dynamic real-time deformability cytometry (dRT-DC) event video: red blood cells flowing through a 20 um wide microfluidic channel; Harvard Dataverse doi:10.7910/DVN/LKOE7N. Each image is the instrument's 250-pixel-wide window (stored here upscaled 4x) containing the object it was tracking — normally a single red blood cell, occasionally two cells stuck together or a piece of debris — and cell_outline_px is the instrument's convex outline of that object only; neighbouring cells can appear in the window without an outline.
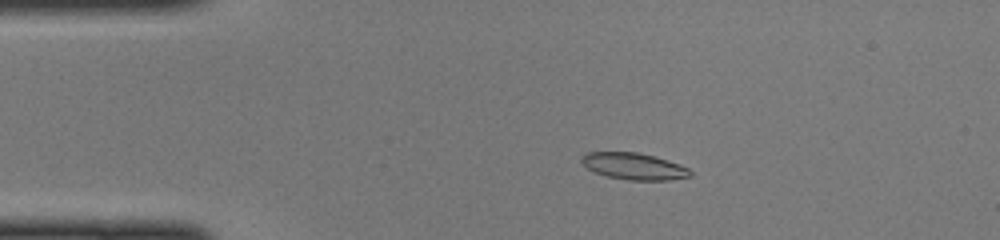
{"species": "common noctule bat (a hibernating species)", "species_latin": "Nyctalus noctula", "temperature_condition": "cold", "stored_images_in_passage": 47, "camera_frame_rate_fps": 3000, "um_per_image_px": 0.085, "animal": {"sex": "female", "body_mass_g": 22.0, "forearm_length_mm": 56.7}, "frame": {"image": 1, "passage_image": 9, "time_ms": 2.667, "image_size_px": [1000, 240], "cell_outline_px": [[692, 176], [668, 180], [628, 180], [608, 176], [596, 172], [588, 168], [580, 160], [580, 156], [588, 152], [640, 152], [656, 156], [680, 164], [688, 168], [692, 172]], "centroid_in_image_um": [53.91, 14.12], "position_along_channel_um": 31.1, "area_um2": 16.94}}
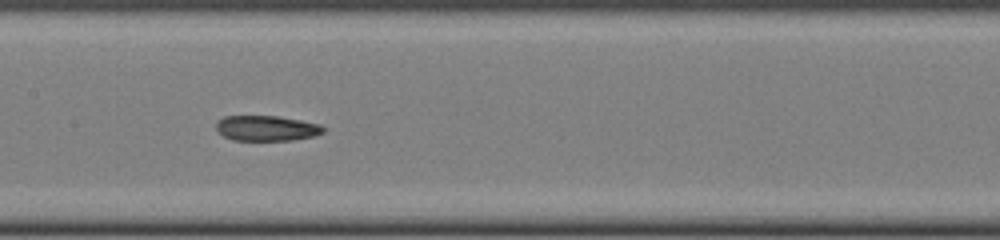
{"frame": {"image": 2, "passage_image": 23, "time_ms": 7.333, "image_size_px": [1000, 240], "cell_outline_px": [[324, 132], [316, 136], [292, 140], [232, 140], [224, 136], [216, 128], [216, 120], [224, 116], [276, 116], [300, 120], [320, 124], [324, 128]], "centroid_in_image_um": [22.66, 10.9], "position_along_channel_um": 184.7, "area_um2": 15.84}}
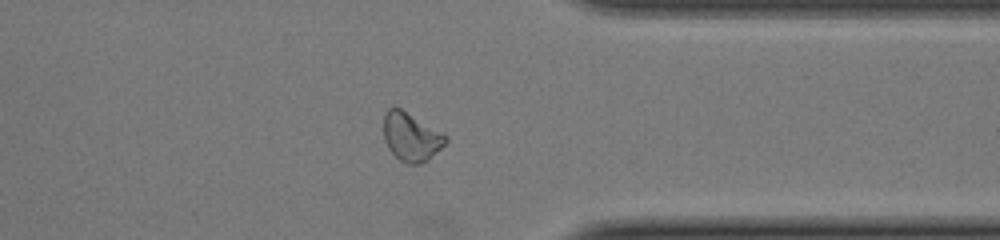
{"frame": {"image": 3, "passage_image": 37, "time_ms": 12.0, "image_size_px": [1000, 240], "cell_outline_px": [[448, 140], [428, 160], [420, 164], [408, 164], [400, 160], [388, 148], [384, 140], [384, 112], [388, 108], [400, 108], [444, 132], [448, 136]], "centroid_in_image_um": [34.96, 11.62], "position_along_channel_um": 376.4, "area_um2": 17.57}}